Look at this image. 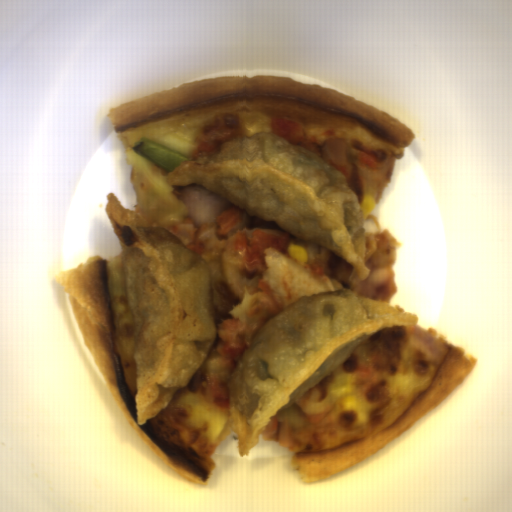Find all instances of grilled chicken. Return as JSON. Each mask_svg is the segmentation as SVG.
Masks as SVG:
<instances>
[{
    "mask_svg": "<svg viewBox=\"0 0 512 512\" xmlns=\"http://www.w3.org/2000/svg\"><path fill=\"white\" fill-rule=\"evenodd\" d=\"M180 244L202 257L217 240L236 235V244L243 255V271L247 276H259L268 264L265 252L275 247L281 254L290 256V244L301 246L307 252V265L317 275L333 278L347 290L353 289L349 279L354 267L329 250L288 232L276 220H263L229 202L225 212L213 223L195 225L187 216L171 232Z\"/></svg>",
    "mask_w": 512,
    "mask_h": 512,
    "instance_id": "obj_1",
    "label": "grilled chicken"
},
{
    "mask_svg": "<svg viewBox=\"0 0 512 512\" xmlns=\"http://www.w3.org/2000/svg\"><path fill=\"white\" fill-rule=\"evenodd\" d=\"M244 123L233 113H220L205 125L199 136L193 155L198 159L206 153L218 150L229 140L243 137Z\"/></svg>",
    "mask_w": 512,
    "mask_h": 512,
    "instance_id": "obj_2",
    "label": "grilled chicken"
},
{
    "mask_svg": "<svg viewBox=\"0 0 512 512\" xmlns=\"http://www.w3.org/2000/svg\"><path fill=\"white\" fill-rule=\"evenodd\" d=\"M299 146L321 156L333 166L343 172L347 183H350L353 169L351 164V148L345 138H333L325 140L323 145H319L311 140H302Z\"/></svg>",
    "mask_w": 512,
    "mask_h": 512,
    "instance_id": "obj_3",
    "label": "grilled chicken"
}]
</instances>
